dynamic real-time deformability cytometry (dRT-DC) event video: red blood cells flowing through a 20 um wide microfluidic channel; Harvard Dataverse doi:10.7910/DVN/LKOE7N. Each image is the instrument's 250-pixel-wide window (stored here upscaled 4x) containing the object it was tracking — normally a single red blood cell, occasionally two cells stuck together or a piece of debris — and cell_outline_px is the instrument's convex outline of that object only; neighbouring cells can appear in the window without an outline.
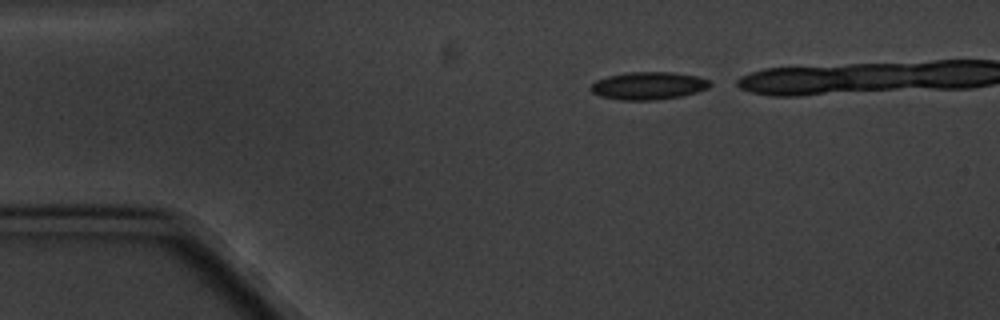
{"species": "common noctule bat (a hibernating species)", "species_latin": "Nyctalus noctula", "temperature_condition": "cold", "stored_images_in_passage": 5, "camera_frame_rate_fps": 3000, "um_per_image_px": 0.085, "animal": {"sex": "male", "body_mass_g": 20.1, "forearm_length_mm": 53.5}, "frame": {"image": 1, "passage_image": 1, "time_ms": 0.0, "image_size_px": [1000, 320], "cell_outline_px": [[712, 84], [708, 88], [696, 92], [680, 96], [656, 100], [620, 100], [600, 96], [592, 92], [588, 88], [596, 80], [608, 76], [628, 72], [672, 72], [696, 76], [708, 80]], "centroid_in_image_um": [55.08, 7.29], "position_along_channel_um": 29.9, "area_um2": 19.19}}